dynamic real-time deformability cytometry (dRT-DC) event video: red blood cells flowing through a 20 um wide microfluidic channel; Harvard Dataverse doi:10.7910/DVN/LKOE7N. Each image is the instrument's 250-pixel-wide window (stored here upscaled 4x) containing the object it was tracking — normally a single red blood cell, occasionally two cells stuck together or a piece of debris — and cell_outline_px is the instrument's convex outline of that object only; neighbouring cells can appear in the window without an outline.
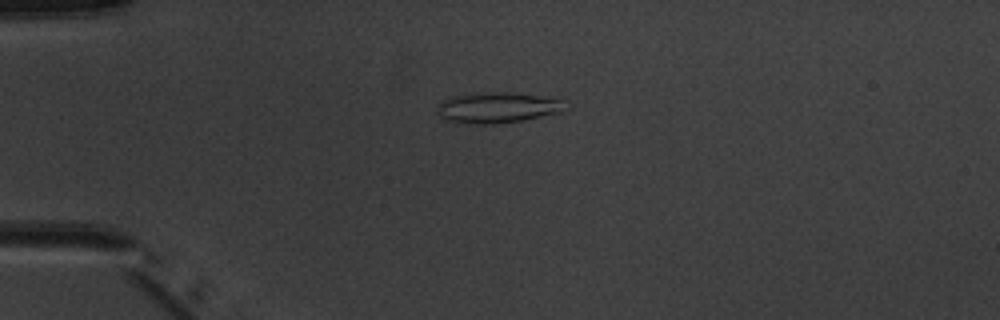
{"species": "common noctule bat (a hibernating species)", "species_latin": "Nyctalus noctula", "temperature_condition": "warm", "stored_images_in_passage": 4, "camera_frame_rate_fps": 3000, "um_per_image_px": 0.085, "animal": {"sex": "male", "body_mass_g": 20.1, "forearm_length_mm": 53.5}, "frame": {"image": 1, "passage_image": 3, "time_ms": 2.333, "image_size_px": [1000, 320], "cell_outline_px": [[568, 100], [560, 112], [524, 120], [492, 124], [468, 124], [444, 120], [436, 112], [440, 104], [444, 100], [452, 96], [484, 92], [508, 92]], "centroid_in_image_um": [42.26, 9.15], "position_along_channel_um": 42.7, "area_um2": 22.83}}